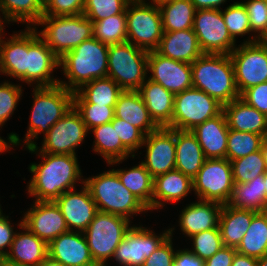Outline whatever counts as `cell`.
Returning <instances> with one entry per match:
<instances>
[{"mask_svg":"<svg viewBox=\"0 0 267 266\" xmlns=\"http://www.w3.org/2000/svg\"><path fill=\"white\" fill-rule=\"evenodd\" d=\"M39 154L43 162L29 166L33 176L27 186L35 201H55L66 191L75 189L76 181L83 177L76 155Z\"/></svg>","mask_w":267,"mask_h":266,"instance_id":"1","label":"cell"},{"mask_svg":"<svg viewBox=\"0 0 267 266\" xmlns=\"http://www.w3.org/2000/svg\"><path fill=\"white\" fill-rule=\"evenodd\" d=\"M108 47L109 45L92 37L65 53L59 59V66L69 83L59 81V85L76 92L94 79L107 77Z\"/></svg>","mask_w":267,"mask_h":266,"instance_id":"2","label":"cell"},{"mask_svg":"<svg viewBox=\"0 0 267 266\" xmlns=\"http://www.w3.org/2000/svg\"><path fill=\"white\" fill-rule=\"evenodd\" d=\"M192 84L223 106L240 97L229 54L203 53L193 63Z\"/></svg>","mask_w":267,"mask_h":266,"instance_id":"3","label":"cell"},{"mask_svg":"<svg viewBox=\"0 0 267 266\" xmlns=\"http://www.w3.org/2000/svg\"><path fill=\"white\" fill-rule=\"evenodd\" d=\"M33 92V109L24 143L29 152L36 154L39 150L33 139H38L41 132L45 135L72 108L74 92L59 84L51 87L35 86Z\"/></svg>","mask_w":267,"mask_h":266,"instance_id":"4","label":"cell"},{"mask_svg":"<svg viewBox=\"0 0 267 266\" xmlns=\"http://www.w3.org/2000/svg\"><path fill=\"white\" fill-rule=\"evenodd\" d=\"M85 185L98 211L119 215L130 220L132 214L148 211V208L122 184L112 169L81 181Z\"/></svg>","mask_w":267,"mask_h":266,"instance_id":"5","label":"cell"},{"mask_svg":"<svg viewBox=\"0 0 267 266\" xmlns=\"http://www.w3.org/2000/svg\"><path fill=\"white\" fill-rule=\"evenodd\" d=\"M36 24L45 27L38 35L59 59L93 37V22L84 14L42 16Z\"/></svg>","mask_w":267,"mask_h":266,"instance_id":"6","label":"cell"},{"mask_svg":"<svg viewBox=\"0 0 267 266\" xmlns=\"http://www.w3.org/2000/svg\"><path fill=\"white\" fill-rule=\"evenodd\" d=\"M148 51L126 41L109 45L108 74L124 91H138L148 77Z\"/></svg>","mask_w":267,"mask_h":266,"instance_id":"7","label":"cell"},{"mask_svg":"<svg viewBox=\"0 0 267 266\" xmlns=\"http://www.w3.org/2000/svg\"><path fill=\"white\" fill-rule=\"evenodd\" d=\"M126 22L128 42L148 52L158 48L164 31L157 3L131 0L126 7Z\"/></svg>","mask_w":267,"mask_h":266,"instance_id":"8","label":"cell"},{"mask_svg":"<svg viewBox=\"0 0 267 266\" xmlns=\"http://www.w3.org/2000/svg\"><path fill=\"white\" fill-rule=\"evenodd\" d=\"M130 220L114 214L98 212L83 232L91 255L98 266H107L106 261L131 228ZM130 226V227H129Z\"/></svg>","mask_w":267,"mask_h":266,"instance_id":"9","label":"cell"},{"mask_svg":"<svg viewBox=\"0 0 267 266\" xmlns=\"http://www.w3.org/2000/svg\"><path fill=\"white\" fill-rule=\"evenodd\" d=\"M223 105L204 91L191 87L174 97L170 129L192 130L206 120L219 115Z\"/></svg>","mask_w":267,"mask_h":266,"instance_id":"10","label":"cell"},{"mask_svg":"<svg viewBox=\"0 0 267 266\" xmlns=\"http://www.w3.org/2000/svg\"><path fill=\"white\" fill-rule=\"evenodd\" d=\"M250 39L229 54L240 95L246 89L267 82V49L255 37Z\"/></svg>","mask_w":267,"mask_h":266,"instance_id":"11","label":"cell"},{"mask_svg":"<svg viewBox=\"0 0 267 266\" xmlns=\"http://www.w3.org/2000/svg\"><path fill=\"white\" fill-rule=\"evenodd\" d=\"M233 186L232 167L226 158L206 159L193 178V190L202 201L226 204Z\"/></svg>","mask_w":267,"mask_h":266,"instance_id":"12","label":"cell"},{"mask_svg":"<svg viewBox=\"0 0 267 266\" xmlns=\"http://www.w3.org/2000/svg\"><path fill=\"white\" fill-rule=\"evenodd\" d=\"M60 67L59 58L39 37L36 27L27 25V53H25V74L19 79L36 87H51L59 84L51 77L53 70Z\"/></svg>","mask_w":267,"mask_h":266,"instance_id":"13","label":"cell"},{"mask_svg":"<svg viewBox=\"0 0 267 266\" xmlns=\"http://www.w3.org/2000/svg\"><path fill=\"white\" fill-rule=\"evenodd\" d=\"M193 30L203 53L230 54L235 48L220 10H196Z\"/></svg>","mask_w":267,"mask_h":266,"instance_id":"14","label":"cell"},{"mask_svg":"<svg viewBox=\"0 0 267 266\" xmlns=\"http://www.w3.org/2000/svg\"><path fill=\"white\" fill-rule=\"evenodd\" d=\"M88 131L80 113L72 106L45 134L39 152L76 155L75 149L84 141Z\"/></svg>","mask_w":267,"mask_h":266,"instance_id":"15","label":"cell"},{"mask_svg":"<svg viewBox=\"0 0 267 266\" xmlns=\"http://www.w3.org/2000/svg\"><path fill=\"white\" fill-rule=\"evenodd\" d=\"M159 235L142 226H131L113 258L122 266H143L145 259L171 235L170 229Z\"/></svg>","mask_w":267,"mask_h":266,"instance_id":"16","label":"cell"},{"mask_svg":"<svg viewBox=\"0 0 267 266\" xmlns=\"http://www.w3.org/2000/svg\"><path fill=\"white\" fill-rule=\"evenodd\" d=\"M142 146L147 149L146 159L141 163L153 178L175 169V129L159 127L145 136Z\"/></svg>","mask_w":267,"mask_h":266,"instance_id":"17","label":"cell"},{"mask_svg":"<svg viewBox=\"0 0 267 266\" xmlns=\"http://www.w3.org/2000/svg\"><path fill=\"white\" fill-rule=\"evenodd\" d=\"M148 71L152 73L148 79L159 83L174 95L193 87L190 63L164 57L156 51H149Z\"/></svg>","mask_w":267,"mask_h":266,"instance_id":"18","label":"cell"},{"mask_svg":"<svg viewBox=\"0 0 267 266\" xmlns=\"http://www.w3.org/2000/svg\"><path fill=\"white\" fill-rule=\"evenodd\" d=\"M24 214L23 225L47 244L69 231L55 201H34L33 207Z\"/></svg>","mask_w":267,"mask_h":266,"instance_id":"19","label":"cell"},{"mask_svg":"<svg viewBox=\"0 0 267 266\" xmlns=\"http://www.w3.org/2000/svg\"><path fill=\"white\" fill-rule=\"evenodd\" d=\"M55 202L65 218L69 231L84 232L99 212L85 185L80 192L75 189L66 191Z\"/></svg>","mask_w":267,"mask_h":266,"instance_id":"20","label":"cell"},{"mask_svg":"<svg viewBox=\"0 0 267 266\" xmlns=\"http://www.w3.org/2000/svg\"><path fill=\"white\" fill-rule=\"evenodd\" d=\"M48 256L64 266H98L83 232L67 231L48 244Z\"/></svg>","mask_w":267,"mask_h":266,"instance_id":"21","label":"cell"},{"mask_svg":"<svg viewBox=\"0 0 267 266\" xmlns=\"http://www.w3.org/2000/svg\"><path fill=\"white\" fill-rule=\"evenodd\" d=\"M191 131L197 137L207 159L226 158L229 128L223 111Z\"/></svg>","mask_w":267,"mask_h":266,"instance_id":"22","label":"cell"},{"mask_svg":"<svg viewBox=\"0 0 267 266\" xmlns=\"http://www.w3.org/2000/svg\"><path fill=\"white\" fill-rule=\"evenodd\" d=\"M223 204L215 201L191 203L180 214L179 224L183 234L188 237L202 231L217 228Z\"/></svg>","mask_w":267,"mask_h":266,"instance_id":"23","label":"cell"},{"mask_svg":"<svg viewBox=\"0 0 267 266\" xmlns=\"http://www.w3.org/2000/svg\"><path fill=\"white\" fill-rule=\"evenodd\" d=\"M155 51L164 57L190 64L203 54L193 28L163 32Z\"/></svg>","mask_w":267,"mask_h":266,"instance_id":"24","label":"cell"},{"mask_svg":"<svg viewBox=\"0 0 267 266\" xmlns=\"http://www.w3.org/2000/svg\"><path fill=\"white\" fill-rule=\"evenodd\" d=\"M229 129L266 137L267 115L251 107L240 97L223 106Z\"/></svg>","mask_w":267,"mask_h":266,"instance_id":"25","label":"cell"},{"mask_svg":"<svg viewBox=\"0 0 267 266\" xmlns=\"http://www.w3.org/2000/svg\"><path fill=\"white\" fill-rule=\"evenodd\" d=\"M150 117L158 127H169L172 123L175 95L150 79L138 90Z\"/></svg>","mask_w":267,"mask_h":266,"instance_id":"26","label":"cell"},{"mask_svg":"<svg viewBox=\"0 0 267 266\" xmlns=\"http://www.w3.org/2000/svg\"><path fill=\"white\" fill-rule=\"evenodd\" d=\"M25 232L16 233L6 259L29 266H38L48 256V244L38 238L28 228L19 224Z\"/></svg>","mask_w":267,"mask_h":266,"instance_id":"27","label":"cell"},{"mask_svg":"<svg viewBox=\"0 0 267 266\" xmlns=\"http://www.w3.org/2000/svg\"><path fill=\"white\" fill-rule=\"evenodd\" d=\"M114 110L115 117L137 127L145 136L159 128L150 117L139 91H123Z\"/></svg>","mask_w":267,"mask_h":266,"instance_id":"28","label":"cell"},{"mask_svg":"<svg viewBox=\"0 0 267 266\" xmlns=\"http://www.w3.org/2000/svg\"><path fill=\"white\" fill-rule=\"evenodd\" d=\"M175 142V169L193 179L207 159L197 137L191 130L175 129Z\"/></svg>","mask_w":267,"mask_h":266,"instance_id":"29","label":"cell"},{"mask_svg":"<svg viewBox=\"0 0 267 266\" xmlns=\"http://www.w3.org/2000/svg\"><path fill=\"white\" fill-rule=\"evenodd\" d=\"M193 189V179L177 169L154 178L153 209L163 207L162 202H177Z\"/></svg>","mask_w":267,"mask_h":266,"instance_id":"30","label":"cell"},{"mask_svg":"<svg viewBox=\"0 0 267 266\" xmlns=\"http://www.w3.org/2000/svg\"><path fill=\"white\" fill-rule=\"evenodd\" d=\"M257 212L233 208L223 204L219 216V229L224 246L237 248Z\"/></svg>","mask_w":267,"mask_h":266,"instance_id":"31","label":"cell"},{"mask_svg":"<svg viewBox=\"0 0 267 266\" xmlns=\"http://www.w3.org/2000/svg\"><path fill=\"white\" fill-rule=\"evenodd\" d=\"M124 90L111 78L94 79L73 94V104H97L115 107Z\"/></svg>","mask_w":267,"mask_h":266,"instance_id":"32","label":"cell"},{"mask_svg":"<svg viewBox=\"0 0 267 266\" xmlns=\"http://www.w3.org/2000/svg\"><path fill=\"white\" fill-rule=\"evenodd\" d=\"M233 208L267 211V195L263 175H258L247 183H234L231 196L226 203Z\"/></svg>","mask_w":267,"mask_h":266,"instance_id":"33","label":"cell"},{"mask_svg":"<svg viewBox=\"0 0 267 266\" xmlns=\"http://www.w3.org/2000/svg\"><path fill=\"white\" fill-rule=\"evenodd\" d=\"M25 53H27V29L13 34L4 41L0 38V64L3 74L20 79L25 74Z\"/></svg>","mask_w":267,"mask_h":266,"instance_id":"34","label":"cell"},{"mask_svg":"<svg viewBox=\"0 0 267 266\" xmlns=\"http://www.w3.org/2000/svg\"><path fill=\"white\" fill-rule=\"evenodd\" d=\"M95 135L93 151L101 154L108 165L121 163L132 154L121 142L111 122L90 129Z\"/></svg>","mask_w":267,"mask_h":266,"instance_id":"35","label":"cell"},{"mask_svg":"<svg viewBox=\"0 0 267 266\" xmlns=\"http://www.w3.org/2000/svg\"><path fill=\"white\" fill-rule=\"evenodd\" d=\"M164 32L193 28L195 7L191 0H163L157 3Z\"/></svg>","mask_w":267,"mask_h":266,"instance_id":"36","label":"cell"},{"mask_svg":"<svg viewBox=\"0 0 267 266\" xmlns=\"http://www.w3.org/2000/svg\"><path fill=\"white\" fill-rule=\"evenodd\" d=\"M113 170L118 174L124 187L138 198L148 210L152 209L153 211L154 178L146 170L145 166L140 163L129 170Z\"/></svg>","mask_w":267,"mask_h":266,"instance_id":"37","label":"cell"},{"mask_svg":"<svg viewBox=\"0 0 267 266\" xmlns=\"http://www.w3.org/2000/svg\"><path fill=\"white\" fill-rule=\"evenodd\" d=\"M236 251L260 259L267 255V211L257 212Z\"/></svg>","mask_w":267,"mask_h":266,"instance_id":"38","label":"cell"},{"mask_svg":"<svg viewBox=\"0 0 267 266\" xmlns=\"http://www.w3.org/2000/svg\"><path fill=\"white\" fill-rule=\"evenodd\" d=\"M0 11L4 16V22H27L30 27L36 25L43 16V2L41 0H0Z\"/></svg>","mask_w":267,"mask_h":266,"instance_id":"39","label":"cell"},{"mask_svg":"<svg viewBox=\"0 0 267 266\" xmlns=\"http://www.w3.org/2000/svg\"><path fill=\"white\" fill-rule=\"evenodd\" d=\"M93 22V37L107 45L127 41L126 11Z\"/></svg>","mask_w":267,"mask_h":266,"instance_id":"40","label":"cell"},{"mask_svg":"<svg viewBox=\"0 0 267 266\" xmlns=\"http://www.w3.org/2000/svg\"><path fill=\"white\" fill-rule=\"evenodd\" d=\"M234 183H247L258 175H264L267 164L262 149L246 157L230 161Z\"/></svg>","mask_w":267,"mask_h":266,"instance_id":"41","label":"cell"},{"mask_svg":"<svg viewBox=\"0 0 267 266\" xmlns=\"http://www.w3.org/2000/svg\"><path fill=\"white\" fill-rule=\"evenodd\" d=\"M263 139L262 135L229 129L226 159L232 161L260 150Z\"/></svg>","mask_w":267,"mask_h":266,"instance_id":"42","label":"cell"},{"mask_svg":"<svg viewBox=\"0 0 267 266\" xmlns=\"http://www.w3.org/2000/svg\"><path fill=\"white\" fill-rule=\"evenodd\" d=\"M221 12L224 23L235 41L236 36H244L251 32L247 10L242 2H234Z\"/></svg>","mask_w":267,"mask_h":266,"instance_id":"43","label":"cell"},{"mask_svg":"<svg viewBox=\"0 0 267 266\" xmlns=\"http://www.w3.org/2000/svg\"><path fill=\"white\" fill-rule=\"evenodd\" d=\"M190 238L193 240V249L190 251L204 261L213 256L224 246L219 226L214 229L196 233Z\"/></svg>","mask_w":267,"mask_h":266,"instance_id":"44","label":"cell"},{"mask_svg":"<svg viewBox=\"0 0 267 266\" xmlns=\"http://www.w3.org/2000/svg\"><path fill=\"white\" fill-rule=\"evenodd\" d=\"M131 0H85L83 14L91 21H99L121 14Z\"/></svg>","mask_w":267,"mask_h":266,"instance_id":"45","label":"cell"},{"mask_svg":"<svg viewBox=\"0 0 267 266\" xmlns=\"http://www.w3.org/2000/svg\"><path fill=\"white\" fill-rule=\"evenodd\" d=\"M73 106L80 113L88 130L111 122L115 116V107L97 104H73Z\"/></svg>","mask_w":267,"mask_h":266,"instance_id":"46","label":"cell"},{"mask_svg":"<svg viewBox=\"0 0 267 266\" xmlns=\"http://www.w3.org/2000/svg\"><path fill=\"white\" fill-rule=\"evenodd\" d=\"M245 6L250 22L251 32H258L256 39H260L267 32V0H247Z\"/></svg>","mask_w":267,"mask_h":266,"instance_id":"47","label":"cell"},{"mask_svg":"<svg viewBox=\"0 0 267 266\" xmlns=\"http://www.w3.org/2000/svg\"><path fill=\"white\" fill-rule=\"evenodd\" d=\"M21 95L20 85H14L7 81L0 84V126H3L14 113Z\"/></svg>","mask_w":267,"mask_h":266,"instance_id":"48","label":"cell"},{"mask_svg":"<svg viewBox=\"0 0 267 266\" xmlns=\"http://www.w3.org/2000/svg\"><path fill=\"white\" fill-rule=\"evenodd\" d=\"M116 126V132L122 144L131 152L137 151L142 147L145 135L137 128L126 121L114 116L111 121Z\"/></svg>","mask_w":267,"mask_h":266,"instance_id":"49","label":"cell"},{"mask_svg":"<svg viewBox=\"0 0 267 266\" xmlns=\"http://www.w3.org/2000/svg\"><path fill=\"white\" fill-rule=\"evenodd\" d=\"M85 0H46L43 16H70L83 14Z\"/></svg>","mask_w":267,"mask_h":266,"instance_id":"50","label":"cell"},{"mask_svg":"<svg viewBox=\"0 0 267 266\" xmlns=\"http://www.w3.org/2000/svg\"><path fill=\"white\" fill-rule=\"evenodd\" d=\"M174 228H170L171 235L147 258L143 266H172L175 251L172 246V233Z\"/></svg>","mask_w":267,"mask_h":266,"instance_id":"51","label":"cell"},{"mask_svg":"<svg viewBox=\"0 0 267 266\" xmlns=\"http://www.w3.org/2000/svg\"><path fill=\"white\" fill-rule=\"evenodd\" d=\"M240 98L257 111L267 115V82L246 89Z\"/></svg>","mask_w":267,"mask_h":266,"instance_id":"52","label":"cell"},{"mask_svg":"<svg viewBox=\"0 0 267 266\" xmlns=\"http://www.w3.org/2000/svg\"><path fill=\"white\" fill-rule=\"evenodd\" d=\"M13 227L10 224L8 216L2 214L0 210V258L5 257L9 251L5 250L11 247L16 232H13ZM5 250V251H4Z\"/></svg>","mask_w":267,"mask_h":266,"instance_id":"53","label":"cell"},{"mask_svg":"<svg viewBox=\"0 0 267 266\" xmlns=\"http://www.w3.org/2000/svg\"><path fill=\"white\" fill-rule=\"evenodd\" d=\"M236 248L223 246L213 256L205 260V266H231Z\"/></svg>","mask_w":267,"mask_h":266,"instance_id":"54","label":"cell"},{"mask_svg":"<svg viewBox=\"0 0 267 266\" xmlns=\"http://www.w3.org/2000/svg\"><path fill=\"white\" fill-rule=\"evenodd\" d=\"M172 266H205V261L189 249L177 250Z\"/></svg>","mask_w":267,"mask_h":266,"instance_id":"55","label":"cell"},{"mask_svg":"<svg viewBox=\"0 0 267 266\" xmlns=\"http://www.w3.org/2000/svg\"><path fill=\"white\" fill-rule=\"evenodd\" d=\"M226 0H191L196 10L217 9L220 10L221 4Z\"/></svg>","mask_w":267,"mask_h":266,"instance_id":"56","label":"cell"},{"mask_svg":"<svg viewBox=\"0 0 267 266\" xmlns=\"http://www.w3.org/2000/svg\"><path fill=\"white\" fill-rule=\"evenodd\" d=\"M231 266H258V259L236 252Z\"/></svg>","mask_w":267,"mask_h":266,"instance_id":"57","label":"cell"},{"mask_svg":"<svg viewBox=\"0 0 267 266\" xmlns=\"http://www.w3.org/2000/svg\"><path fill=\"white\" fill-rule=\"evenodd\" d=\"M38 266H64L61 262L55 261L47 256Z\"/></svg>","mask_w":267,"mask_h":266,"instance_id":"58","label":"cell"},{"mask_svg":"<svg viewBox=\"0 0 267 266\" xmlns=\"http://www.w3.org/2000/svg\"><path fill=\"white\" fill-rule=\"evenodd\" d=\"M0 266H29V265H23L20 263L12 262L5 257L0 258Z\"/></svg>","mask_w":267,"mask_h":266,"instance_id":"59","label":"cell"},{"mask_svg":"<svg viewBox=\"0 0 267 266\" xmlns=\"http://www.w3.org/2000/svg\"><path fill=\"white\" fill-rule=\"evenodd\" d=\"M9 148L11 149V145H9L8 142L4 141V139L0 137V153L7 150L9 151Z\"/></svg>","mask_w":267,"mask_h":266,"instance_id":"60","label":"cell"},{"mask_svg":"<svg viewBox=\"0 0 267 266\" xmlns=\"http://www.w3.org/2000/svg\"><path fill=\"white\" fill-rule=\"evenodd\" d=\"M264 158L266 160V164H267V137H264L263 141H262V146H261Z\"/></svg>","mask_w":267,"mask_h":266,"instance_id":"61","label":"cell"},{"mask_svg":"<svg viewBox=\"0 0 267 266\" xmlns=\"http://www.w3.org/2000/svg\"><path fill=\"white\" fill-rule=\"evenodd\" d=\"M258 41L267 49V32Z\"/></svg>","mask_w":267,"mask_h":266,"instance_id":"62","label":"cell"},{"mask_svg":"<svg viewBox=\"0 0 267 266\" xmlns=\"http://www.w3.org/2000/svg\"><path fill=\"white\" fill-rule=\"evenodd\" d=\"M258 266H267V255L258 259Z\"/></svg>","mask_w":267,"mask_h":266,"instance_id":"63","label":"cell"},{"mask_svg":"<svg viewBox=\"0 0 267 266\" xmlns=\"http://www.w3.org/2000/svg\"><path fill=\"white\" fill-rule=\"evenodd\" d=\"M263 178H264V186H265L266 195H267V171L263 175Z\"/></svg>","mask_w":267,"mask_h":266,"instance_id":"64","label":"cell"},{"mask_svg":"<svg viewBox=\"0 0 267 266\" xmlns=\"http://www.w3.org/2000/svg\"><path fill=\"white\" fill-rule=\"evenodd\" d=\"M3 23H5V22L0 18V38H1V36H2L1 33H3V26H4Z\"/></svg>","mask_w":267,"mask_h":266,"instance_id":"65","label":"cell"},{"mask_svg":"<svg viewBox=\"0 0 267 266\" xmlns=\"http://www.w3.org/2000/svg\"><path fill=\"white\" fill-rule=\"evenodd\" d=\"M160 1H163V0H152V2H155V3H158Z\"/></svg>","mask_w":267,"mask_h":266,"instance_id":"66","label":"cell"}]
</instances>
